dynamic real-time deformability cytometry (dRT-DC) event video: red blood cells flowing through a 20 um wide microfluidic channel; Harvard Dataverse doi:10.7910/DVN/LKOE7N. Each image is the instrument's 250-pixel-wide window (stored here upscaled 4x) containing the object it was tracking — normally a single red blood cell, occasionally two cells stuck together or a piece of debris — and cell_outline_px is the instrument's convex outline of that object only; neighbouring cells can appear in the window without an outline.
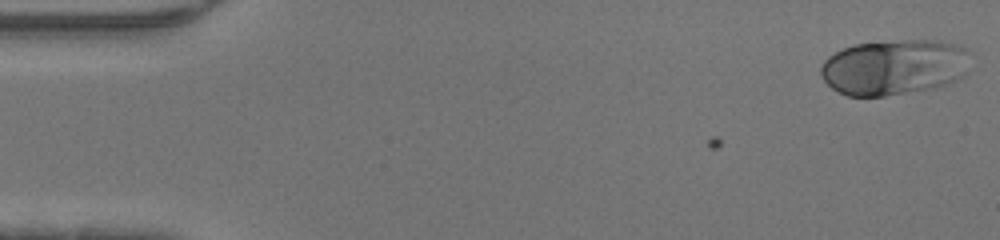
{"species": "human", "species_latin": "Homo sapiens", "temperature_condition": "warm", "stored_images_in_passage": 46, "camera_frame_rate_fps": 3000, "um_per_image_px": 0.085, "donor": {"sex": "male"}, "frame": {"image": 1, "passage_image": 1, "time_ms": 0.0, "image_size_px": [1000, 240], "cell_outline_px": [[972, 52], [968, 72], [964, 76], [948, 84], [936, 88], [884, 96], [848, 96], [832, 88], [824, 80], [820, 72], [820, 68], [824, 60], [828, 56], [844, 48], [856, 44], [904, 40], [940, 40], [956, 44], [968, 48]], "centroid_in_image_um": [76.09, 5.7], "position_along_channel_um": 8.9, "area_um2": 49.07}}
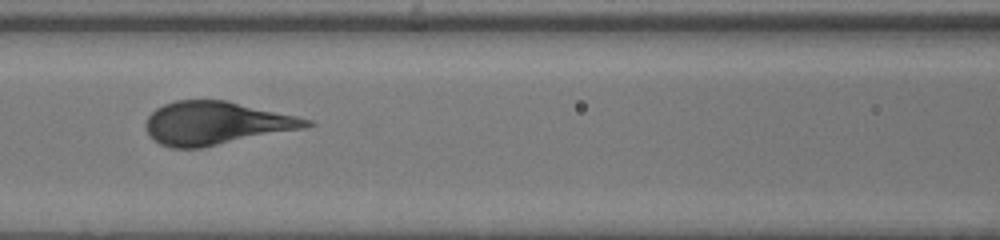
{"frame": {"image": 2, "passage_image": 20, "time_ms": 6.333, "image_size_px": [1000, 240], "cell_outline_px": [[316, 124], [308, 128], [200, 148], [172, 148], [160, 144], [148, 132], [144, 124], [148, 116], [156, 108], [164, 104], [176, 100], [224, 100], [296, 116], [312, 120]], "centroid_in_image_um": [18.39, 10.47], "position_along_channel_um": 148.2, "area_um2": 40.29}}
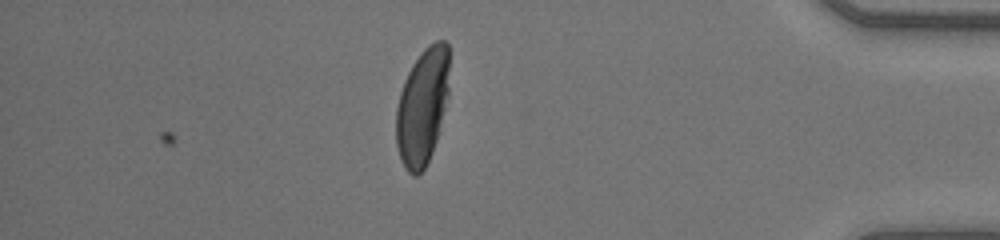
{"frame": {"image": 3, "passage_image": 40, "time_ms": 13.0, "image_size_px": [1000, 240], "cell_outline_px": [[448, 96], [436, 140], [432, 152], [424, 168], [416, 176], [412, 176], [404, 168], [396, 144], [396, 108], [400, 92], [404, 80], [412, 64], [420, 52], [428, 44], [436, 40], [444, 40], [448, 44]], "centroid_in_image_um": [35.89, 9.03], "position_along_channel_um": 399.3, "area_um2": 36.07}}